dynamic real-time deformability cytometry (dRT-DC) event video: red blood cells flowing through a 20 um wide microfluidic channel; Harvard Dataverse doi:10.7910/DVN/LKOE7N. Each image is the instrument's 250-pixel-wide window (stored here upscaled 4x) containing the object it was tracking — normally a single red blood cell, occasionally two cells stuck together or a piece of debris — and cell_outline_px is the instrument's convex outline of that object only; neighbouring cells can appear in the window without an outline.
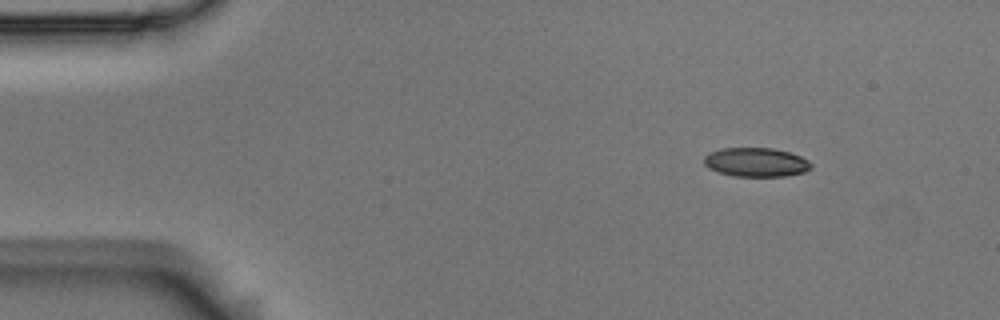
{"species": "Egyptian fruit bat (a non-hibernating species)", "species_latin": "Rousettus aegyptiacus", "temperature_condition": "room temperature", "stored_images_in_passage": 6, "camera_frame_rate_fps": 3000, "um_per_image_px": 0.085, "animal": {"sex": "male"}, "frame": {"image": 1, "passage_image": 2, "time_ms": 0.333, "image_size_px": [1000, 320], "cell_outline_px": [[812, 168], [804, 172], [784, 176], [732, 176], [716, 172], [708, 168], [704, 164], [704, 156], [708, 152], [720, 148], [772, 148], [788, 152], [800, 156], [808, 160], [812, 164]], "centroid_in_image_um": [64.22, 13.79], "position_along_channel_um": 20.8, "area_um2": 18.26}}
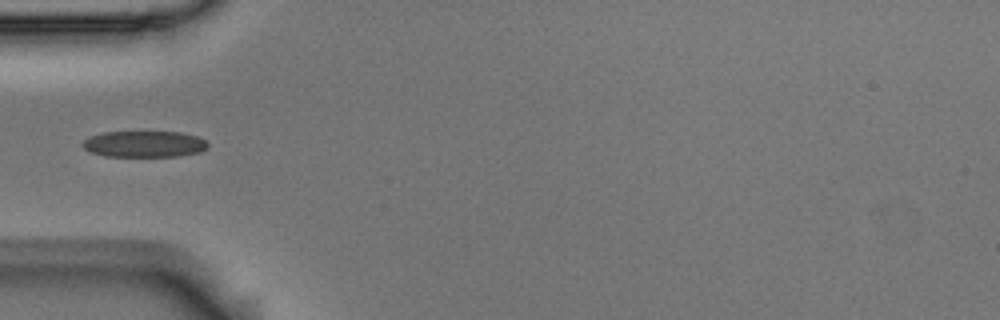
{"frame": {"image": 2, "passage_image": 5, "time_ms": 1.333, "image_size_px": [1000, 320], "cell_outline_px": [[208, 148], [200, 152], [176, 156], [104, 156], [92, 152], [84, 148], [80, 144], [88, 136], [104, 132], [180, 132], [200, 136], [208, 144]], "centroid_in_image_um": [12.27, 12.24], "position_along_channel_um": 72.7, "area_um2": 19.25}}
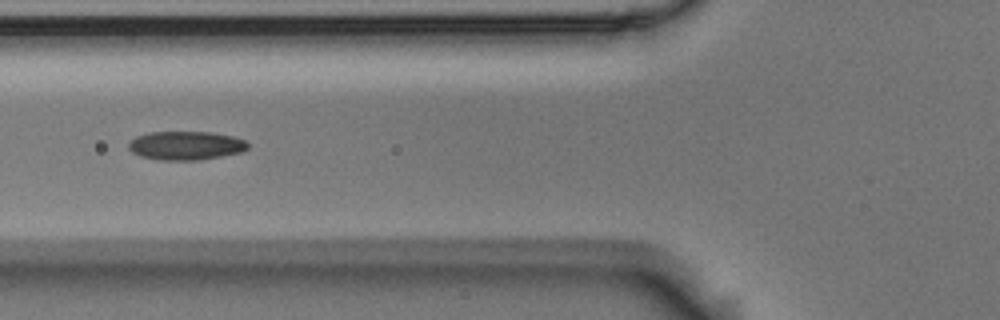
{"frame": {"image": 3, "passage_image": 6, "time_ms": 1.667, "image_size_px": [1000, 320], "cell_outline_px": [[248, 148], [240, 152], [200, 160], [160, 160], [140, 156], [132, 152], [128, 148], [128, 144], [136, 136], [148, 132], [212, 132], [232, 136], [244, 140], [248, 144]], "centroid_in_image_um": [15.77, 12.37], "position_along_channel_um": 110.0, "area_um2": 19.88}}